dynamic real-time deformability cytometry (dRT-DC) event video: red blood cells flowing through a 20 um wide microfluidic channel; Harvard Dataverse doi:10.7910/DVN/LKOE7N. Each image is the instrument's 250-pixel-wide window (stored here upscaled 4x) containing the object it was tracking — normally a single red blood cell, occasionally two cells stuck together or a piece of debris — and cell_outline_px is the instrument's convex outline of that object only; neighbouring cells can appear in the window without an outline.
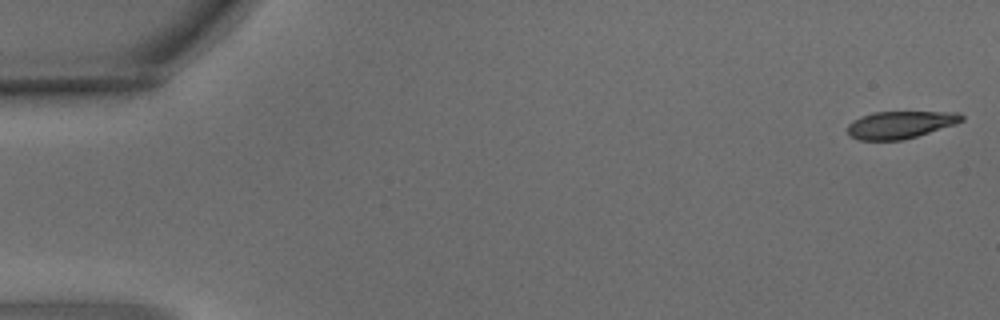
{"species": "common noctule bat (a hibernating species)", "species_latin": "Nyctalus noctula", "temperature_condition": "warm", "stored_images_in_passage": 4, "camera_frame_rate_fps": 3000, "um_per_image_px": 0.085, "animal": {"sex": "male", "body_mass_g": 15.6}, "frame": {"image": 1, "passage_image": 1, "time_ms": 0.0, "image_size_px": [1000, 320], "cell_outline_px": [[964, 120], [956, 124], [904, 140], [860, 140], [852, 136], [848, 132], [848, 124], [852, 120], [860, 116], [872, 112], [960, 112], [964, 116]], "centroid_in_image_um": [76.54, 10.59], "position_along_channel_um": 8.5, "area_um2": 18.26}}
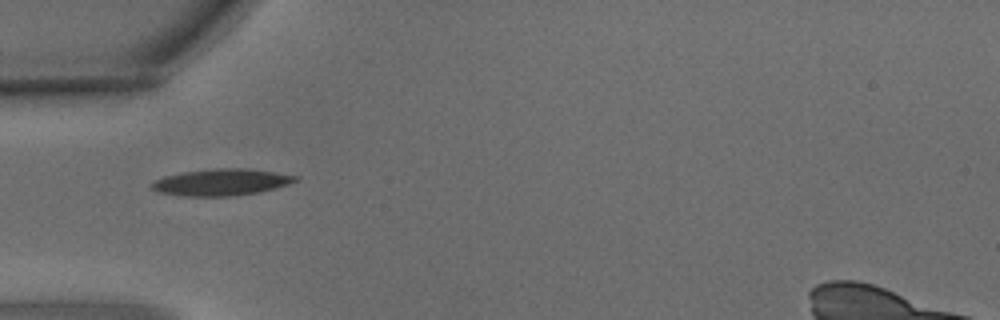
{"frame": {"image": 2, "passage_image": 4, "time_ms": 1.0, "image_size_px": [1000, 320], "cell_outline_px": [[300, 180], [276, 188], [260, 192], [232, 196], [180, 196], [156, 192], [148, 184], [164, 176], [184, 172], [212, 168], [248, 168], [276, 172], [300, 176]], "centroid_in_image_um": [18.83, 15.49], "position_along_channel_um": 66.2, "area_um2": 22.66}}